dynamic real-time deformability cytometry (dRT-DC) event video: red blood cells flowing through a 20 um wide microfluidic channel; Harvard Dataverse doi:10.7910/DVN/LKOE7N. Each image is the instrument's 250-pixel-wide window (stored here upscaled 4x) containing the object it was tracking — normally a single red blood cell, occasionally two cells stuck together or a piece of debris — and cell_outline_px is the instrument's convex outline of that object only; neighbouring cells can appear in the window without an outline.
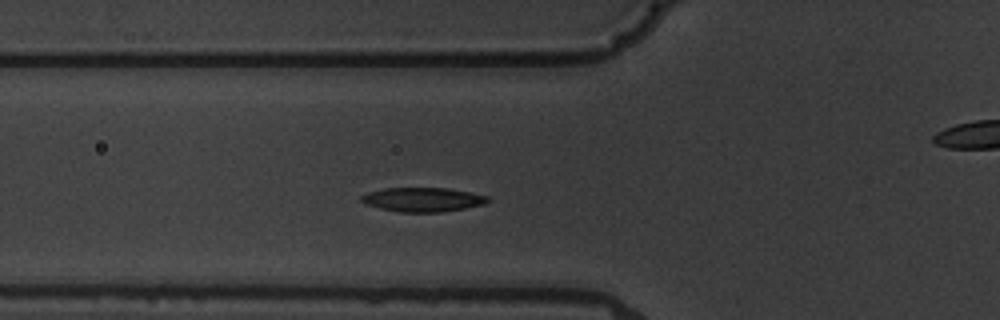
{"species": "common noctule bat (a hibernating species)", "species_latin": "Nyctalus noctula", "temperature_condition": "warm", "stored_images_in_passage": 6, "segment_of_instrument_passage": [1, 2], "camera_frame_rate_fps": 3000, "um_per_image_px": 0.085, "animal": {"sex": "male", "body_mass_g": 19.5, "forearm_length_mm": 54.6}, "frame": {"image": 1, "passage_image": 5, "time_ms": 4.667, "image_size_px": [1000, 320], "cell_outline_px": [[492, 200], [484, 204], [464, 208], [440, 212], [400, 212], [380, 208], [368, 204], [360, 200], [360, 196], [368, 192], [384, 188], [448, 188], [472, 192], [488, 196]], "centroid_in_image_um": [35.97, 16.95], "position_along_channel_um": 89.8, "area_um2": 17.8}}